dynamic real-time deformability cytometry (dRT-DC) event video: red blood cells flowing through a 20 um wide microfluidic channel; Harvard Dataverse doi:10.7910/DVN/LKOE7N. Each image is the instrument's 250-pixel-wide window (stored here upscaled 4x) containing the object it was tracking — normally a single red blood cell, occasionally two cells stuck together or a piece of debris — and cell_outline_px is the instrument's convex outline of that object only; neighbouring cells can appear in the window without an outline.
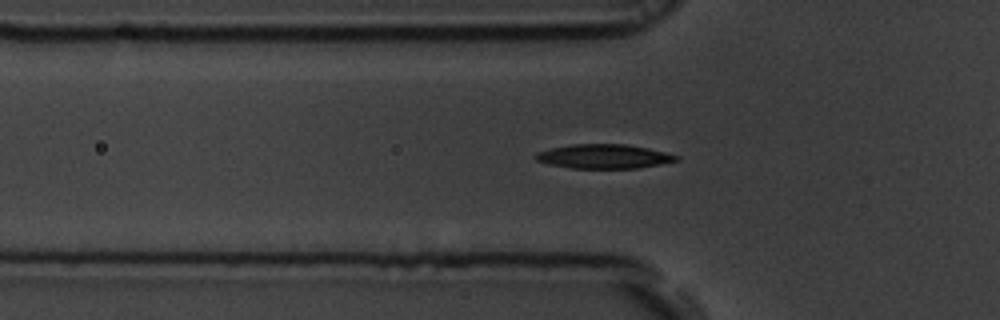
{"species": "common noctule bat (a hibernating species)", "species_latin": "Nyctalus noctula", "temperature_condition": "room temperature", "stored_images_in_passage": 44, "camera_frame_rate_fps": 3000, "um_per_image_px": 0.085, "animal": {"sex": "male", "body_mass_g": 19.5, "forearm_length_mm": 54.6}, "frame": {"image": 1, "passage_image": 17, "time_ms": 5.333, "image_size_px": [1000, 320], "cell_outline_px": [[680, 160], [660, 164], [636, 168], [572, 168], [548, 164], [536, 160], [532, 156], [536, 152], [552, 148], [572, 144], [624, 144], [648, 148], [680, 156]], "centroid_in_image_um": [51.31, 13.29], "position_along_channel_um": 74.5, "area_um2": 19.83}}
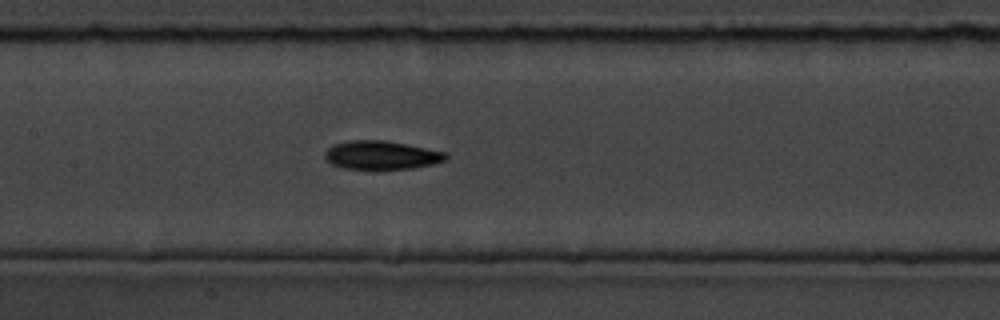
{"frame": {"image": 2, "passage_image": 25, "time_ms": 8.0, "image_size_px": [1000, 320], "cell_outline_px": [[448, 156], [444, 160], [432, 164], [412, 168], [376, 172], [372, 172], [344, 168], [332, 164], [324, 156], [324, 152], [332, 144], [348, 140], [384, 140], [448, 152]], "centroid_in_image_um": [32.39, 13.22], "position_along_channel_um": 175.0, "area_um2": 20.92}}
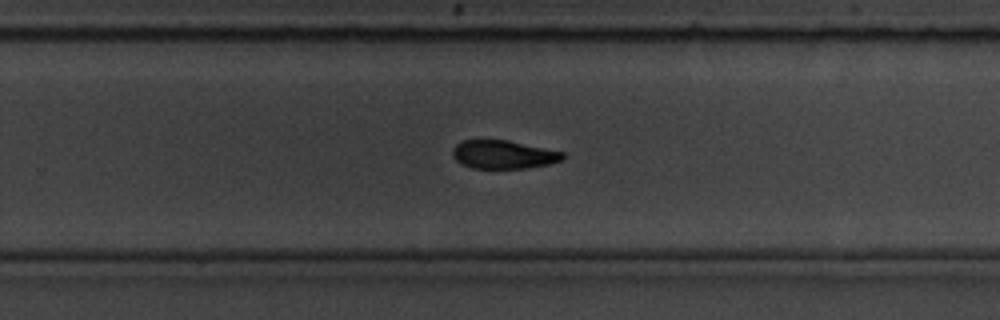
{"frame": {"image": 3, "passage_image": 34, "time_ms": 11.0, "image_size_px": [1000, 320], "cell_outline_px": [[564, 160], [548, 164], [528, 168], [472, 168], [456, 160], [452, 156], [452, 148], [460, 140], [508, 140], [564, 152]], "centroid_in_image_um": [42.79, 13.13], "position_along_channel_um": 287.0, "area_um2": 18.26}}